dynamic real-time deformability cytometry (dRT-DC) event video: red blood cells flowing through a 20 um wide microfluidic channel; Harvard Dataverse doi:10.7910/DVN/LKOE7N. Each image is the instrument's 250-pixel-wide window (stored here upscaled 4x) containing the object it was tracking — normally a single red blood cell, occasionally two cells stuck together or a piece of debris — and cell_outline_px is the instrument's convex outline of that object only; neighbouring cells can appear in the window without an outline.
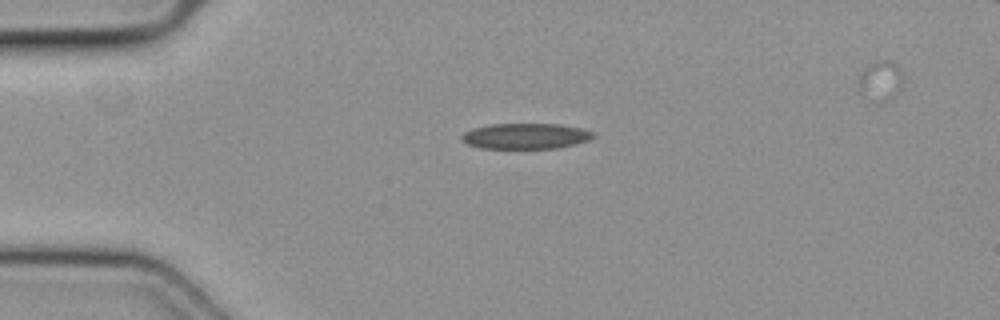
{"species": "common noctule bat (a hibernating species)", "species_latin": "Nyctalus noctula", "temperature_condition": "cold", "stored_images_in_passage": 4, "camera_frame_rate_fps": 3000, "um_per_image_px": 0.085, "animal": {"sex": "female", "body_mass_g": 19.3, "forearm_length_mm": 54.1}, "frame": {"image": 1, "passage_image": 3, "time_ms": 0.667, "image_size_px": [1000, 320], "cell_outline_px": [[596, 136], [588, 140], [576, 144], [556, 148], [480, 148], [468, 144], [460, 140], [460, 136], [464, 132], [472, 128], [492, 124], [560, 124], [580, 128], [592, 132]], "centroid_in_image_um": [44.65, 11.57], "position_along_channel_um": 40.4, "area_um2": 19.65}}